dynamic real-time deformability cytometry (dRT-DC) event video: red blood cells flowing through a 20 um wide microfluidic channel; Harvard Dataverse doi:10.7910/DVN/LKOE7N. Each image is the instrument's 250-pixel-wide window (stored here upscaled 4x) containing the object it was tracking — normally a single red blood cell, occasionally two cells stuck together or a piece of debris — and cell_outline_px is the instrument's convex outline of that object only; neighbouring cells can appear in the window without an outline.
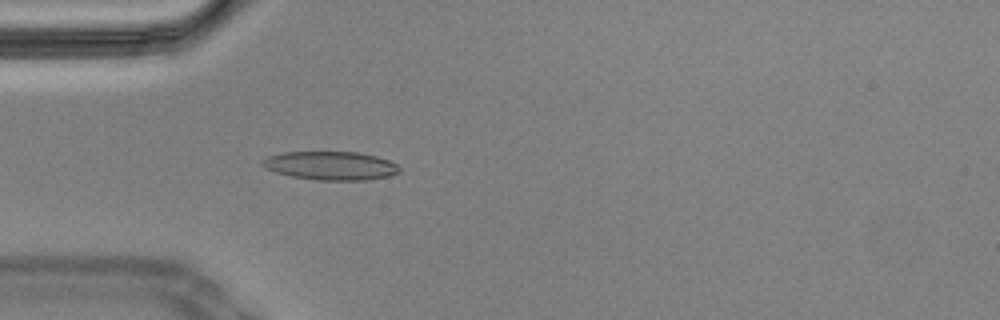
{"species": "Egyptian fruit bat (a non-hibernating species)", "species_latin": "Rousettus aegyptiacus", "temperature_condition": "cold", "stored_images_in_passage": 58, "camera_frame_rate_fps": 3000, "um_per_image_px": 0.085, "animal": {"sex": "male"}, "frame": {"image": 1, "passage_image": 17, "time_ms": 5.333, "image_size_px": [1000, 320], "cell_outline_px": [[400, 172], [388, 176], [364, 180], [316, 180], [292, 176], [276, 172], [260, 164], [268, 156], [284, 152], [356, 152], [376, 156], [388, 160], [396, 164], [400, 168]], "centroid_in_image_um": [28.13, 14.08], "position_along_channel_um": 56.9, "area_um2": 22.54}, "authors_computed_cell_mechanics": {"area_um2": 22.0796, "velocity_mm_per_s": 3.4615, "shape_relaxation_time_tau1_ms": null, "shape_relaxation_time_tau2_ms": 2.9947, "deformation_change_tau1": null, "deformation_change_tau2": 0.1001}}